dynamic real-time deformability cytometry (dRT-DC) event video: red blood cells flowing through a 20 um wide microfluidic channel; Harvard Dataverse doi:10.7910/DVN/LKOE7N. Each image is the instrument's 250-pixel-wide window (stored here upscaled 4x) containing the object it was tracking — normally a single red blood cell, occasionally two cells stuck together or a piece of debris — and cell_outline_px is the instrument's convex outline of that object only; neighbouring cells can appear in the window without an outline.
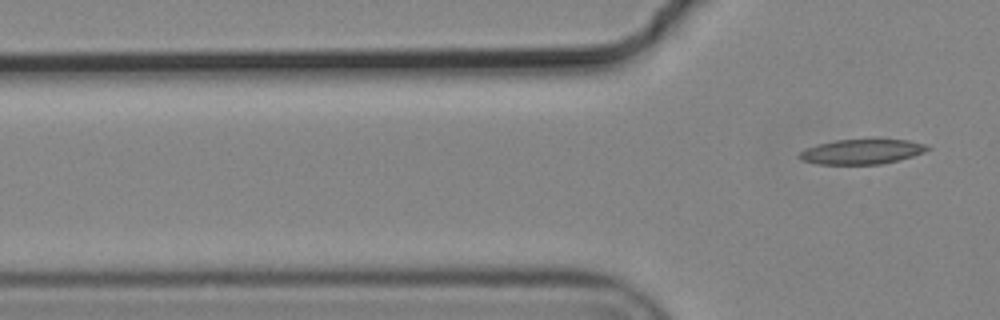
{"species": "common noctule bat (a hibernating species)", "species_latin": "Nyctalus noctula", "temperature_condition": "cold", "stored_images_in_passage": 6, "camera_frame_rate_fps": 3000, "um_per_image_px": 0.085, "animal": {"sex": "male", "body_mass_g": 19.2, "forearm_length_mm": 51.8}, "frame": {"image": 1, "passage_image": 6, "time_ms": 1.667, "image_size_px": [1000, 320], "cell_outline_px": [[932, 148], [924, 152], [912, 156], [880, 164], [816, 164], [800, 160], [796, 156], [800, 152], [808, 148], [820, 144], [836, 140], [908, 140], [924, 144]], "centroid_in_image_um": [73.22, 12.9], "position_along_channel_um": 52.6, "area_um2": 18.26}}